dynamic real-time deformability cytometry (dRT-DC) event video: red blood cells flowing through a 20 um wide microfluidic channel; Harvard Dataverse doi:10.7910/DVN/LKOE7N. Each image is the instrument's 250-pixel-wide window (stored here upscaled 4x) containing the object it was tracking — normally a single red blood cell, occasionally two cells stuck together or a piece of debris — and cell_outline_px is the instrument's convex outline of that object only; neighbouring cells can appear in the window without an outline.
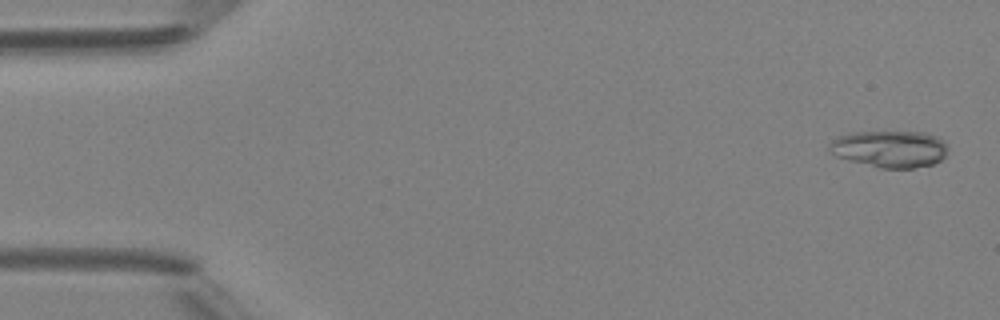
{"species": "Egyptian fruit bat (a non-hibernating species)", "species_latin": "Rousettus aegyptiacus", "temperature_condition": "room temperature", "stored_images_in_passage": 6, "camera_frame_rate_fps": 3000, "um_per_image_px": 0.085, "animal": {"sex": "female"}, "frame": {"image": 1, "passage_image": 1, "time_ms": 0.0, "image_size_px": [1000, 320], "cell_outline_px": [[948, 152], [940, 160], [932, 164], [912, 168], [880, 168], [848, 160], [836, 156], [828, 152], [828, 144], [836, 136], [848, 132], [924, 132], [940, 136], [948, 144]], "centroid_in_image_um": [75.62, 12.64], "position_along_channel_um": 9.4, "area_um2": 25.95}}
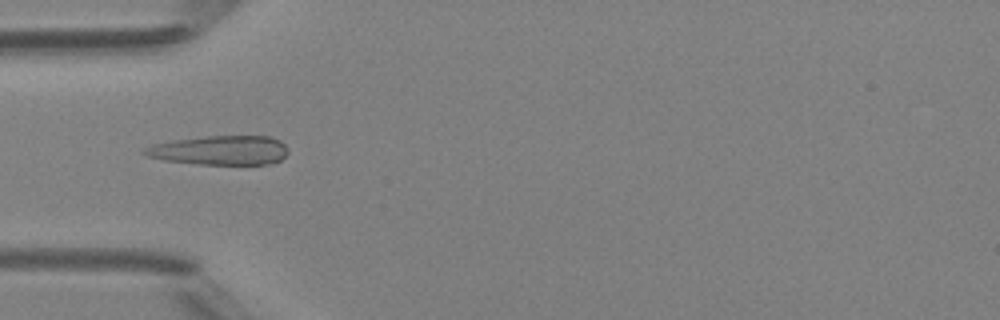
{"frame": {"image": 2, "passage_image": 5, "time_ms": 4.667, "image_size_px": [1000, 320], "cell_outline_px": [[288, 152], [280, 160], [272, 164], [196, 164], [164, 160], [148, 156], [140, 152], [144, 148], [152, 144], [172, 140], [204, 136], [272, 136], [280, 140], [288, 148]], "centroid_in_image_um": [18.7, 12.77], "position_along_channel_um": 66.3, "area_um2": 24.74}}
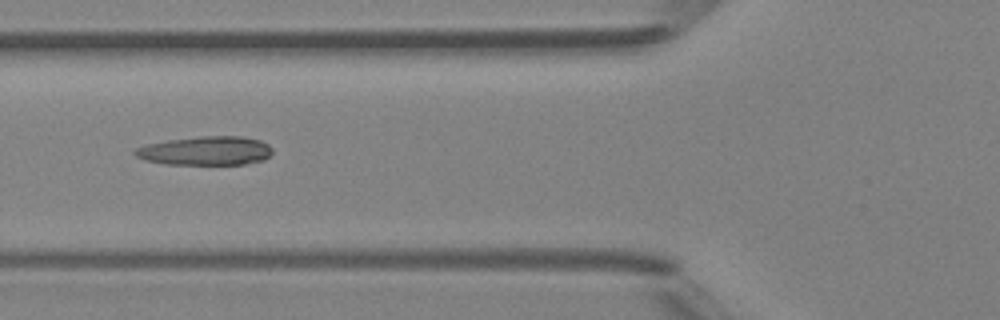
{"frame": {"image": 3, "passage_image": 6, "time_ms": 5.667, "image_size_px": [1000, 320], "cell_outline_px": [[272, 152], [264, 160], [244, 164], [168, 164], [144, 160], [136, 156], [132, 152], [136, 148], [148, 144], [168, 140], [200, 136], [244, 136], [260, 140], [268, 144], [272, 148]], "centroid_in_image_um": [17.49, 12.81], "position_along_channel_um": 108.3, "area_um2": 23.12}}